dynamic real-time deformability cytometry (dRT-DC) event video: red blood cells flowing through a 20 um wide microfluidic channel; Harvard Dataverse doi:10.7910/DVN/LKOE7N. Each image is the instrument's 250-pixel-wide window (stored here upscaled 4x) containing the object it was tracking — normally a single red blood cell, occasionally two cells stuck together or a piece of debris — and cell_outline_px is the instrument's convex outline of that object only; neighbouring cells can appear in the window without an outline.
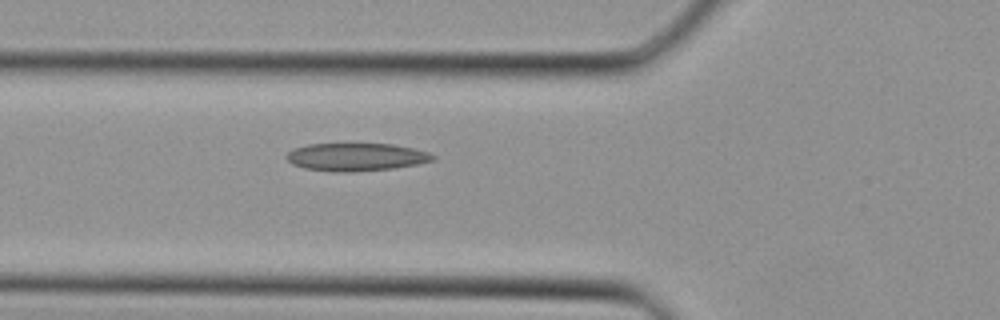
{"species": "Egyptian fruit bat (a non-hibernating species)", "species_latin": "Rousettus aegyptiacus", "temperature_condition": "cold", "stored_images_in_passage": 25, "camera_frame_rate_fps": 3000, "um_per_image_px": 0.085, "animal": {"sex": "female"}, "frame": {"image": 1, "passage_image": 2, "time_ms": 0.333, "image_size_px": [1000, 320], "cell_outline_px": [[436, 160], [416, 164], [392, 168], [352, 172], [332, 172], [304, 168], [292, 164], [284, 156], [288, 152], [296, 148], [308, 144], [392, 144], [412, 148], [428, 152], [436, 156]], "centroid_in_image_um": [30.26, 13.35], "position_along_channel_um": 95.5, "area_um2": 23.7}}
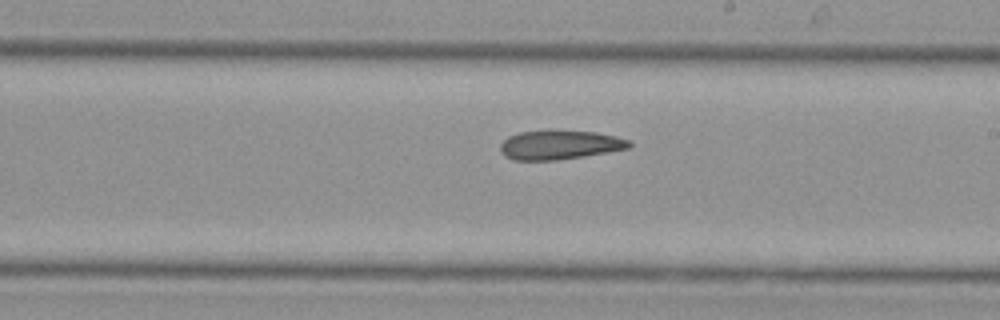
{"frame": {"image": 2, "passage_image": 10, "time_ms": 3.0, "image_size_px": [1000, 320], "cell_outline_px": [[632, 148], [584, 156], [556, 160], [512, 160], [504, 156], [500, 152], [500, 144], [508, 136], [520, 132], [596, 132], [616, 136], [632, 140]], "centroid_in_image_um": [47.61, 12.34], "position_along_channel_um": 241.4, "area_um2": 21.62}}
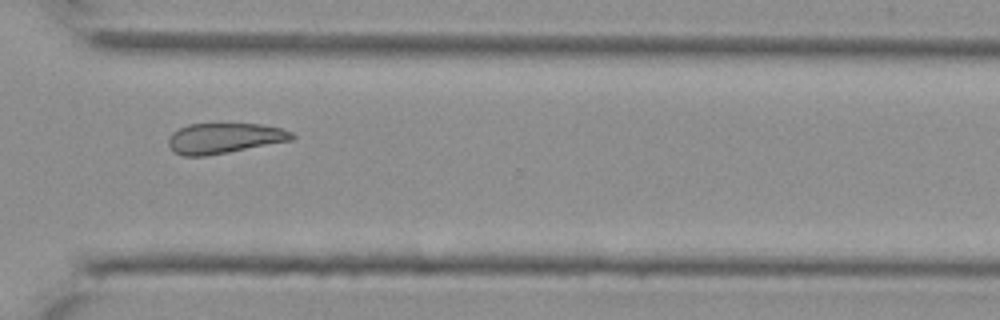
{"frame": {"image": 3, "passage_image": 16, "time_ms": 5.0, "image_size_px": [1000, 320], "cell_outline_px": [[296, 136], [292, 140], [228, 152], [204, 156], [184, 156], [172, 152], [168, 144], [168, 140], [172, 132], [188, 124], [260, 124], [280, 128], [292, 132]], "centroid_in_image_um": [19.04, 11.75], "position_along_channel_um": 351.6, "area_um2": 21.79}}